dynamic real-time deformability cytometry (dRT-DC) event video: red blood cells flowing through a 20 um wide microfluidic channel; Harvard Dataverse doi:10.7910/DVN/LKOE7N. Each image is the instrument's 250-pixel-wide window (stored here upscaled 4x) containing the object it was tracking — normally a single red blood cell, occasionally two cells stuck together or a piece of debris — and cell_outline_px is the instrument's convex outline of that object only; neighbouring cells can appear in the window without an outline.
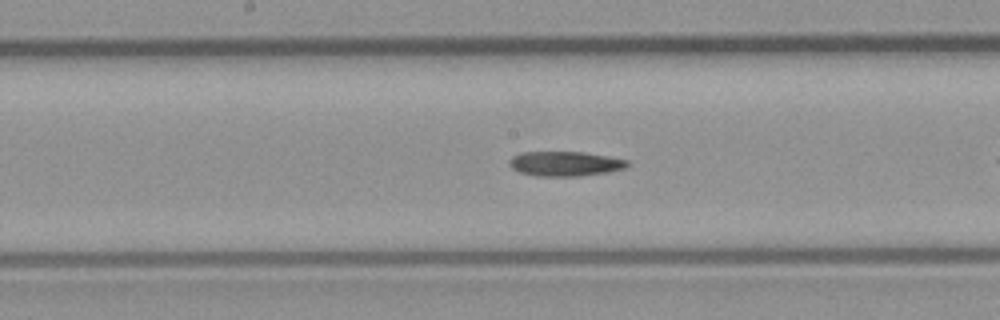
{"species": "common noctule bat (a hibernating species)", "species_latin": "Nyctalus noctula", "temperature_condition": "room temperature", "stored_images_in_passage": 16, "camera_frame_rate_fps": 3000, "um_per_image_px": 0.085, "animal": {"sex": "male", "body_mass_g": 23.1, "forearm_length_mm": 52.7}, "frame": {"image": 1, "passage_image": 12, "time_ms": 3.667, "image_size_px": [1000, 320], "cell_outline_px": [[632, 164], [624, 168], [608, 172], [580, 176], [536, 176], [520, 172], [512, 168], [508, 164], [508, 160], [512, 156], [520, 152], [584, 152], [608, 156], [628, 160]], "centroid_in_image_um": [48.03, 13.91], "position_along_channel_um": 200.2, "area_um2": 17.17}}